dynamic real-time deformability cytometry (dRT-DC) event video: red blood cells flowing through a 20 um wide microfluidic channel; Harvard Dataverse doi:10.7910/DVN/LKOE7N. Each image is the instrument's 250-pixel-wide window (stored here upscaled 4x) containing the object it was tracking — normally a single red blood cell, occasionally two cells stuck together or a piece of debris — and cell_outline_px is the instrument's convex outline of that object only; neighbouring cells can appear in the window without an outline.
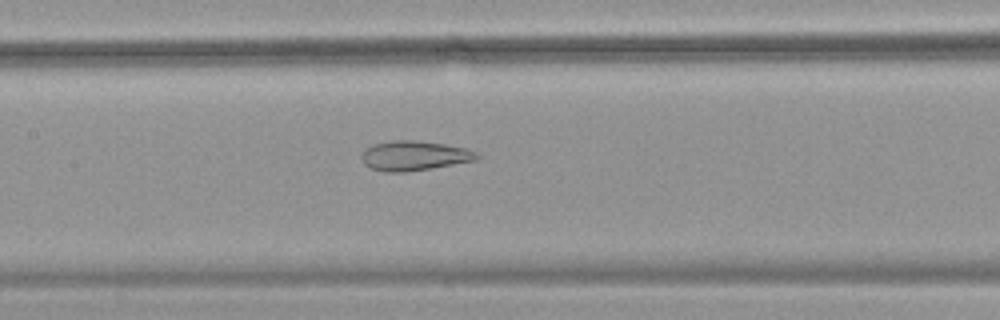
{"species": "common noctule bat (a hibernating species)", "species_latin": "Nyctalus noctula", "temperature_condition": "warm", "stored_images_in_passage": 38, "camera_frame_rate_fps": 3000, "um_per_image_px": 0.085, "animal": {"sex": "female", "body_mass_g": 18.4}, "frame": {"image": 1, "passage_image": 10, "time_ms": 3.0, "image_size_px": [1000, 320], "cell_outline_px": [[480, 156], [476, 160], [432, 168], [404, 172], [384, 172], [372, 168], [364, 164], [360, 156], [368, 148], [376, 144], [392, 140], [416, 140], [444, 144], [468, 148], [476, 152]], "centroid_in_image_um": [35.24, 13.24], "position_along_channel_um": 172.2, "area_um2": 19.83}}
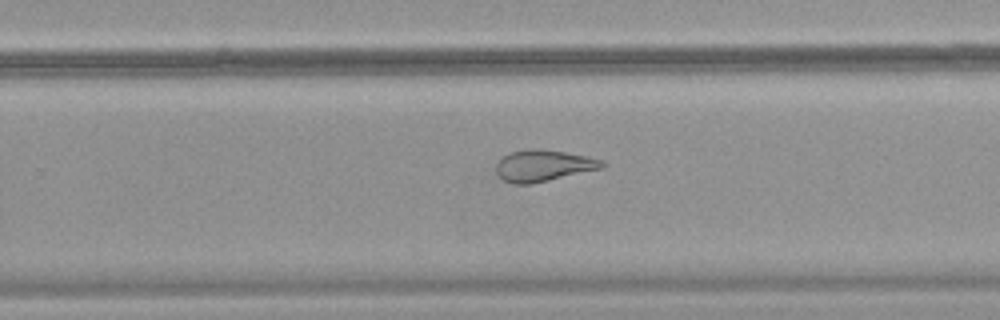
{"frame": {"image": 2, "passage_image": 19, "time_ms": 6.0, "image_size_px": [1000, 320], "cell_outline_px": [[608, 164], [604, 168], [532, 184], [512, 184], [504, 180], [496, 172], [496, 164], [508, 152], [532, 148], [564, 152], [604, 160]], "centroid_in_image_um": [46.21, 14.09], "position_along_channel_um": 283.6, "area_um2": 19.48}}
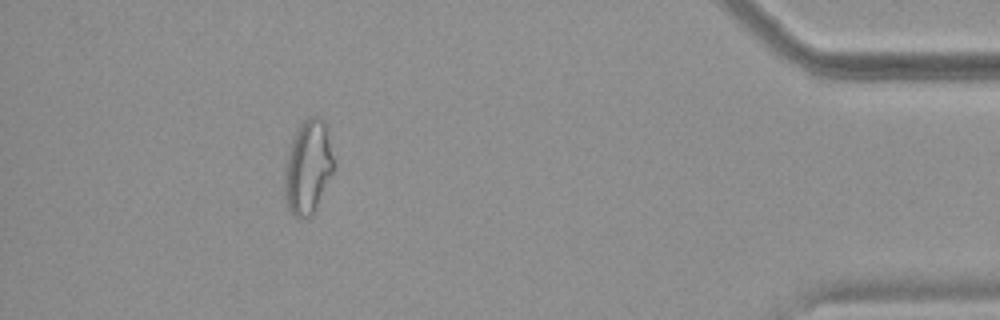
{"frame": {"image": 3, "passage_image": 33, "time_ms": 10.667, "image_size_px": [1000, 320], "cell_outline_px": [[336, 168], [312, 216], [308, 220], [300, 220], [288, 208], [284, 192], [284, 168], [288, 152], [292, 140], [300, 124], [308, 116], [320, 116], [324, 120], [336, 164]], "centroid_in_image_um": [26.2, 14.23], "position_along_channel_um": 409.0, "area_um2": 27.46}, "authors_computed_cell_mechanics": {"area_um2": 21.386, "velocity_mm_per_s": 3.7388, "shape_relaxation_time_tau1_ms": null, "shape_relaxation_time_tau2_ms": 1.8913, "deformation_change_tau1": null, "deformation_change_tau2": 0.1115}}